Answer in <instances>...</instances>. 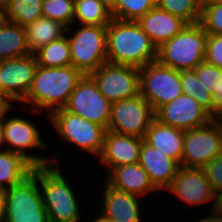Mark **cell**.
I'll return each instance as SVG.
<instances>
[{"mask_svg": "<svg viewBox=\"0 0 222 222\" xmlns=\"http://www.w3.org/2000/svg\"><path fill=\"white\" fill-rule=\"evenodd\" d=\"M107 62L137 68L157 61V48L137 21L112 18L107 25Z\"/></svg>", "mask_w": 222, "mask_h": 222, "instance_id": "1", "label": "cell"}, {"mask_svg": "<svg viewBox=\"0 0 222 222\" xmlns=\"http://www.w3.org/2000/svg\"><path fill=\"white\" fill-rule=\"evenodd\" d=\"M82 76L83 74L72 65L66 67L38 65L31 87L21 104H24V107L31 106L33 113L34 111L39 113V109L41 111L46 109L49 116L53 111L66 105Z\"/></svg>", "mask_w": 222, "mask_h": 222, "instance_id": "2", "label": "cell"}, {"mask_svg": "<svg viewBox=\"0 0 222 222\" xmlns=\"http://www.w3.org/2000/svg\"><path fill=\"white\" fill-rule=\"evenodd\" d=\"M39 184L49 222H80L76 193L59 171V165L40 166Z\"/></svg>", "mask_w": 222, "mask_h": 222, "instance_id": "3", "label": "cell"}, {"mask_svg": "<svg viewBox=\"0 0 222 222\" xmlns=\"http://www.w3.org/2000/svg\"><path fill=\"white\" fill-rule=\"evenodd\" d=\"M207 37L200 23L187 24L157 49V61L177 71L194 70L205 61Z\"/></svg>", "mask_w": 222, "mask_h": 222, "instance_id": "4", "label": "cell"}, {"mask_svg": "<svg viewBox=\"0 0 222 222\" xmlns=\"http://www.w3.org/2000/svg\"><path fill=\"white\" fill-rule=\"evenodd\" d=\"M39 183V167L22 183L6 189L3 222H49Z\"/></svg>", "mask_w": 222, "mask_h": 222, "instance_id": "5", "label": "cell"}, {"mask_svg": "<svg viewBox=\"0 0 222 222\" xmlns=\"http://www.w3.org/2000/svg\"><path fill=\"white\" fill-rule=\"evenodd\" d=\"M47 117L61 140L64 139L68 144L72 143L76 145V148L99 157L107 131L104 127L66 111L64 108L53 111Z\"/></svg>", "mask_w": 222, "mask_h": 222, "instance_id": "6", "label": "cell"}, {"mask_svg": "<svg viewBox=\"0 0 222 222\" xmlns=\"http://www.w3.org/2000/svg\"><path fill=\"white\" fill-rule=\"evenodd\" d=\"M81 27V28H80ZM68 35L72 66L83 75L107 63V26L81 25Z\"/></svg>", "mask_w": 222, "mask_h": 222, "instance_id": "7", "label": "cell"}, {"mask_svg": "<svg viewBox=\"0 0 222 222\" xmlns=\"http://www.w3.org/2000/svg\"><path fill=\"white\" fill-rule=\"evenodd\" d=\"M8 117L5 115L2 119L4 143L7 145L5 150L20 154L26 160H28L34 167L47 166V165H58L56 155L59 154L58 150H55V157H43L41 154H34L29 152V149H40L44 153L47 149L44 140H42L41 134H39L38 128L26 120L20 117ZM28 149V151H27ZM36 154V155H35ZM49 158V159H48ZM56 162V163H55Z\"/></svg>", "mask_w": 222, "mask_h": 222, "instance_id": "8", "label": "cell"}, {"mask_svg": "<svg viewBox=\"0 0 222 222\" xmlns=\"http://www.w3.org/2000/svg\"><path fill=\"white\" fill-rule=\"evenodd\" d=\"M139 75L140 95L154 112L183 94L180 71L163 66L158 61L139 68Z\"/></svg>", "mask_w": 222, "mask_h": 222, "instance_id": "9", "label": "cell"}, {"mask_svg": "<svg viewBox=\"0 0 222 222\" xmlns=\"http://www.w3.org/2000/svg\"><path fill=\"white\" fill-rule=\"evenodd\" d=\"M111 104L100 92L93 77L87 74L79 79L63 108L107 130L111 118Z\"/></svg>", "mask_w": 222, "mask_h": 222, "instance_id": "10", "label": "cell"}, {"mask_svg": "<svg viewBox=\"0 0 222 222\" xmlns=\"http://www.w3.org/2000/svg\"><path fill=\"white\" fill-rule=\"evenodd\" d=\"M154 119L152 106L139 94L111 104V118L107 130L144 139Z\"/></svg>", "mask_w": 222, "mask_h": 222, "instance_id": "11", "label": "cell"}, {"mask_svg": "<svg viewBox=\"0 0 222 222\" xmlns=\"http://www.w3.org/2000/svg\"><path fill=\"white\" fill-rule=\"evenodd\" d=\"M221 152L222 132L215 118L204 126L185 130L182 166L203 168Z\"/></svg>", "mask_w": 222, "mask_h": 222, "instance_id": "12", "label": "cell"}, {"mask_svg": "<svg viewBox=\"0 0 222 222\" xmlns=\"http://www.w3.org/2000/svg\"><path fill=\"white\" fill-rule=\"evenodd\" d=\"M111 103L140 94L139 68L107 62L90 74Z\"/></svg>", "mask_w": 222, "mask_h": 222, "instance_id": "13", "label": "cell"}, {"mask_svg": "<svg viewBox=\"0 0 222 222\" xmlns=\"http://www.w3.org/2000/svg\"><path fill=\"white\" fill-rule=\"evenodd\" d=\"M166 191L175 194L178 200L188 206L201 205L212 201V211L216 214L220 205L219 198L215 195L203 168L185 167L180 165L173 181ZM214 200V201H213Z\"/></svg>", "mask_w": 222, "mask_h": 222, "instance_id": "14", "label": "cell"}, {"mask_svg": "<svg viewBox=\"0 0 222 222\" xmlns=\"http://www.w3.org/2000/svg\"><path fill=\"white\" fill-rule=\"evenodd\" d=\"M38 67L34 54L0 61L1 95L21 103L31 87Z\"/></svg>", "mask_w": 222, "mask_h": 222, "instance_id": "15", "label": "cell"}, {"mask_svg": "<svg viewBox=\"0 0 222 222\" xmlns=\"http://www.w3.org/2000/svg\"><path fill=\"white\" fill-rule=\"evenodd\" d=\"M155 119L164 125L187 130L204 126L214 118L192 97L181 94L161 106L155 112Z\"/></svg>", "mask_w": 222, "mask_h": 222, "instance_id": "16", "label": "cell"}, {"mask_svg": "<svg viewBox=\"0 0 222 222\" xmlns=\"http://www.w3.org/2000/svg\"><path fill=\"white\" fill-rule=\"evenodd\" d=\"M143 138L120 135L109 130L106 131L103 149L99 155L100 164L107 166V173L112 168L139 163Z\"/></svg>", "mask_w": 222, "mask_h": 222, "instance_id": "17", "label": "cell"}, {"mask_svg": "<svg viewBox=\"0 0 222 222\" xmlns=\"http://www.w3.org/2000/svg\"><path fill=\"white\" fill-rule=\"evenodd\" d=\"M104 185L99 215L112 222H142L140 196L114 189L106 182Z\"/></svg>", "mask_w": 222, "mask_h": 222, "instance_id": "18", "label": "cell"}, {"mask_svg": "<svg viewBox=\"0 0 222 222\" xmlns=\"http://www.w3.org/2000/svg\"><path fill=\"white\" fill-rule=\"evenodd\" d=\"M137 22L157 49L180 33L188 24L181 17L172 15L156 5Z\"/></svg>", "mask_w": 222, "mask_h": 222, "instance_id": "19", "label": "cell"}, {"mask_svg": "<svg viewBox=\"0 0 222 222\" xmlns=\"http://www.w3.org/2000/svg\"><path fill=\"white\" fill-rule=\"evenodd\" d=\"M139 164L147 172L154 186L163 191L171 184L180 167L175 159L163 154L145 141L141 145Z\"/></svg>", "mask_w": 222, "mask_h": 222, "instance_id": "20", "label": "cell"}, {"mask_svg": "<svg viewBox=\"0 0 222 222\" xmlns=\"http://www.w3.org/2000/svg\"><path fill=\"white\" fill-rule=\"evenodd\" d=\"M106 175L105 182L109 186L119 191L141 196V198L152 191H159L139 163L112 168Z\"/></svg>", "mask_w": 222, "mask_h": 222, "instance_id": "21", "label": "cell"}, {"mask_svg": "<svg viewBox=\"0 0 222 222\" xmlns=\"http://www.w3.org/2000/svg\"><path fill=\"white\" fill-rule=\"evenodd\" d=\"M185 130L164 125L154 119L146 131L144 141L182 165Z\"/></svg>", "mask_w": 222, "mask_h": 222, "instance_id": "22", "label": "cell"}, {"mask_svg": "<svg viewBox=\"0 0 222 222\" xmlns=\"http://www.w3.org/2000/svg\"><path fill=\"white\" fill-rule=\"evenodd\" d=\"M71 28L63 23L41 17L25 26L26 40L31 54L50 42L62 38Z\"/></svg>", "mask_w": 222, "mask_h": 222, "instance_id": "23", "label": "cell"}, {"mask_svg": "<svg viewBox=\"0 0 222 222\" xmlns=\"http://www.w3.org/2000/svg\"><path fill=\"white\" fill-rule=\"evenodd\" d=\"M33 169L34 166L20 154L0 151V188L9 189L22 183Z\"/></svg>", "mask_w": 222, "mask_h": 222, "instance_id": "24", "label": "cell"}, {"mask_svg": "<svg viewBox=\"0 0 222 222\" xmlns=\"http://www.w3.org/2000/svg\"><path fill=\"white\" fill-rule=\"evenodd\" d=\"M29 54L25 27L10 21L0 24V61Z\"/></svg>", "mask_w": 222, "mask_h": 222, "instance_id": "25", "label": "cell"}, {"mask_svg": "<svg viewBox=\"0 0 222 222\" xmlns=\"http://www.w3.org/2000/svg\"><path fill=\"white\" fill-rule=\"evenodd\" d=\"M33 54L37 64L42 67H66L72 65L68 35L50 42Z\"/></svg>", "mask_w": 222, "mask_h": 222, "instance_id": "26", "label": "cell"}, {"mask_svg": "<svg viewBox=\"0 0 222 222\" xmlns=\"http://www.w3.org/2000/svg\"><path fill=\"white\" fill-rule=\"evenodd\" d=\"M111 20V12L99 0H75L74 23L107 26Z\"/></svg>", "mask_w": 222, "mask_h": 222, "instance_id": "27", "label": "cell"}, {"mask_svg": "<svg viewBox=\"0 0 222 222\" xmlns=\"http://www.w3.org/2000/svg\"><path fill=\"white\" fill-rule=\"evenodd\" d=\"M43 0H8L5 4L7 21L26 26L43 17Z\"/></svg>", "mask_w": 222, "mask_h": 222, "instance_id": "28", "label": "cell"}, {"mask_svg": "<svg viewBox=\"0 0 222 222\" xmlns=\"http://www.w3.org/2000/svg\"><path fill=\"white\" fill-rule=\"evenodd\" d=\"M180 84L183 94L189 95L203 107L213 118H215V105L213 95L199 81L194 70L180 71Z\"/></svg>", "mask_w": 222, "mask_h": 222, "instance_id": "29", "label": "cell"}, {"mask_svg": "<svg viewBox=\"0 0 222 222\" xmlns=\"http://www.w3.org/2000/svg\"><path fill=\"white\" fill-rule=\"evenodd\" d=\"M155 5L188 24L200 23L202 4L199 0H155Z\"/></svg>", "mask_w": 222, "mask_h": 222, "instance_id": "30", "label": "cell"}, {"mask_svg": "<svg viewBox=\"0 0 222 222\" xmlns=\"http://www.w3.org/2000/svg\"><path fill=\"white\" fill-rule=\"evenodd\" d=\"M155 6V0H116L111 12L112 18L124 21H138Z\"/></svg>", "mask_w": 222, "mask_h": 222, "instance_id": "31", "label": "cell"}, {"mask_svg": "<svg viewBox=\"0 0 222 222\" xmlns=\"http://www.w3.org/2000/svg\"><path fill=\"white\" fill-rule=\"evenodd\" d=\"M75 0H43V17L59 21L65 26L74 23Z\"/></svg>", "mask_w": 222, "mask_h": 222, "instance_id": "32", "label": "cell"}, {"mask_svg": "<svg viewBox=\"0 0 222 222\" xmlns=\"http://www.w3.org/2000/svg\"><path fill=\"white\" fill-rule=\"evenodd\" d=\"M200 24L207 34L222 35V2L213 0L202 4Z\"/></svg>", "mask_w": 222, "mask_h": 222, "instance_id": "33", "label": "cell"}, {"mask_svg": "<svg viewBox=\"0 0 222 222\" xmlns=\"http://www.w3.org/2000/svg\"><path fill=\"white\" fill-rule=\"evenodd\" d=\"M194 71L199 81L202 82L210 93H212L213 87L218 86L222 79V69L206 61L199 64Z\"/></svg>", "mask_w": 222, "mask_h": 222, "instance_id": "34", "label": "cell"}, {"mask_svg": "<svg viewBox=\"0 0 222 222\" xmlns=\"http://www.w3.org/2000/svg\"><path fill=\"white\" fill-rule=\"evenodd\" d=\"M215 195L222 199V152L203 167Z\"/></svg>", "mask_w": 222, "mask_h": 222, "instance_id": "35", "label": "cell"}, {"mask_svg": "<svg viewBox=\"0 0 222 222\" xmlns=\"http://www.w3.org/2000/svg\"><path fill=\"white\" fill-rule=\"evenodd\" d=\"M205 61L222 69V35L208 34Z\"/></svg>", "mask_w": 222, "mask_h": 222, "instance_id": "36", "label": "cell"}, {"mask_svg": "<svg viewBox=\"0 0 222 222\" xmlns=\"http://www.w3.org/2000/svg\"><path fill=\"white\" fill-rule=\"evenodd\" d=\"M213 102L215 105V118L222 115V79L218 86L212 89Z\"/></svg>", "mask_w": 222, "mask_h": 222, "instance_id": "37", "label": "cell"}, {"mask_svg": "<svg viewBox=\"0 0 222 222\" xmlns=\"http://www.w3.org/2000/svg\"><path fill=\"white\" fill-rule=\"evenodd\" d=\"M11 101L3 95H0V120L4 118V116L9 113L13 109Z\"/></svg>", "mask_w": 222, "mask_h": 222, "instance_id": "38", "label": "cell"}, {"mask_svg": "<svg viewBox=\"0 0 222 222\" xmlns=\"http://www.w3.org/2000/svg\"><path fill=\"white\" fill-rule=\"evenodd\" d=\"M5 202H6V189L0 188V222H3L5 217Z\"/></svg>", "mask_w": 222, "mask_h": 222, "instance_id": "39", "label": "cell"}, {"mask_svg": "<svg viewBox=\"0 0 222 222\" xmlns=\"http://www.w3.org/2000/svg\"><path fill=\"white\" fill-rule=\"evenodd\" d=\"M196 222H222L221 218L216 214L208 215L204 218L196 220Z\"/></svg>", "mask_w": 222, "mask_h": 222, "instance_id": "40", "label": "cell"}, {"mask_svg": "<svg viewBox=\"0 0 222 222\" xmlns=\"http://www.w3.org/2000/svg\"><path fill=\"white\" fill-rule=\"evenodd\" d=\"M108 11L112 12L116 7V0H99Z\"/></svg>", "mask_w": 222, "mask_h": 222, "instance_id": "41", "label": "cell"}, {"mask_svg": "<svg viewBox=\"0 0 222 222\" xmlns=\"http://www.w3.org/2000/svg\"><path fill=\"white\" fill-rule=\"evenodd\" d=\"M7 21L5 4L0 2V24Z\"/></svg>", "mask_w": 222, "mask_h": 222, "instance_id": "42", "label": "cell"}, {"mask_svg": "<svg viewBox=\"0 0 222 222\" xmlns=\"http://www.w3.org/2000/svg\"><path fill=\"white\" fill-rule=\"evenodd\" d=\"M3 145H5V143H4V136H3L2 120H0V151H2V149L4 150V147L2 148Z\"/></svg>", "mask_w": 222, "mask_h": 222, "instance_id": "43", "label": "cell"}, {"mask_svg": "<svg viewBox=\"0 0 222 222\" xmlns=\"http://www.w3.org/2000/svg\"><path fill=\"white\" fill-rule=\"evenodd\" d=\"M91 220L92 221H90V222H112L110 220H107L106 218H103L101 215L99 216L98 214H97L96 218L91 219Z\"/></svg>", "mask_w": 222, "mask_h": 222, "instance_id": "44", "label": "cell"}, {"mask_svg": "<svg viewBox=\"0 0 222 222\" xmlns=\"http://www.w3.org/2000/svg\"><path fill=\"white\" fill-rule=\"evenodd\" d=\"M216 213L222 220V202L221 201H220V205H219Z\"/></svg>", "mask_w": 222, "mask_h": 222, "instance_id": "45", "label": "cell"}, {"mask_svg": "<svg viewBox=\"0 0 222 222\" xmlns=\"http://www.w3.org/2000/svg\"><path fill=\"white\" fill-rule=\"evenodd\" d=\"M215 119H216L217 122L219 123L220 129H221V132H222V115H219V116L216 117Z\"/></svg>", "mask_w": 222, "mask_h": 222, "instance_id": "46", "label": "cell"}, {"mask_svg": "<svg viewBox=\"0 0 222 222\" xmlns=\"http://www.w3.org/2000/svg\"><path fill=\"white\" fill-rule=\"evenodd\" d=\"M201 2V4H204L206 2H209V1H213V0H199Z\"/></svg>", "mask_w": 222, "mask_h": 222, "instance_id": "47", "label": "cell"}, {"mask_svg": "<svg viewBox=\"0 0 222 222\" xmlns=\"http://www.w3.org/2000/svg\"><path fill=\"white\" fill-rule=\"evenodd\" d=\"M1 3L6 4L8 0H0Z\"/></svg>", "mask_w": 222, "mask_h": 222, "instance_id": "48", "label": "cell"}]
</instances>
